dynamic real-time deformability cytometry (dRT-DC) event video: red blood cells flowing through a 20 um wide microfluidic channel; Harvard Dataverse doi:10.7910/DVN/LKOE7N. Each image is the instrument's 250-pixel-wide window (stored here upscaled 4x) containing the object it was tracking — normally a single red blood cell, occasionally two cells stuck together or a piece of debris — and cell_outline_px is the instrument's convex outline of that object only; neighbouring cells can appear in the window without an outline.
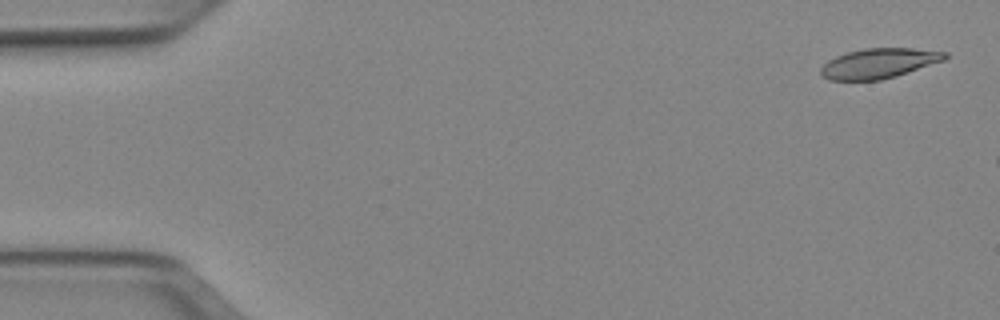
{"species": "Egyptian fruit bat (a non-hibernating species)", "species_latin": "Rousettus aegyptiacus", "temperature_condition": "cold", "stored_images_in_passage": 8, "camera_frame_rate_fps": 3000, "um_per_image_px": 0.085, "animal": {"sex": "female"}, "frame": {"image": 1, "passage_image": 2, "time_ms": 0.333, "image_size_px": [1000, 320], "cell_outline_px": [[948, 56], [944, 60], [896, 76], [880, 80], [828, 80], [820, 76], [820, 68], [828, 60], [836, 56], [848, 52], [864, 48], [912, 48], [948, 52]], "centroid_in_image_um": [74.68, 5.38], "position_along_channel_um": 10.3, "area_um2": 21.68}}